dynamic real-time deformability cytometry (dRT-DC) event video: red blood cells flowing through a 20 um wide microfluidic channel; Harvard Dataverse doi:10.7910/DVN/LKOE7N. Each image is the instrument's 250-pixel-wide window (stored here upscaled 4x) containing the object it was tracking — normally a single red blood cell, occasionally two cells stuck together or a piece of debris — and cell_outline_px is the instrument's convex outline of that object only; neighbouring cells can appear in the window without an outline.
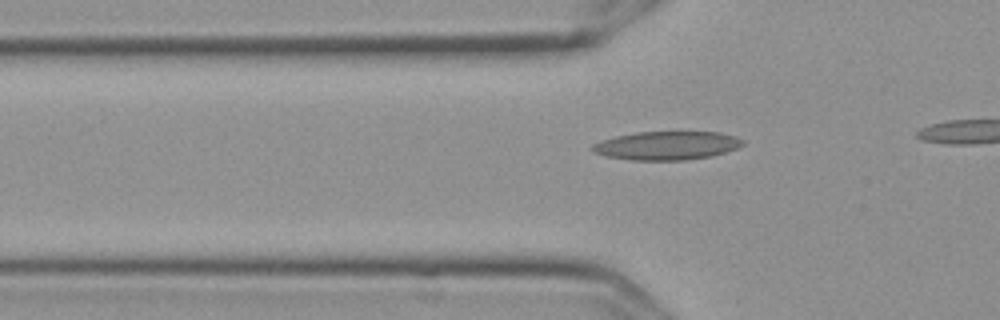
{"species": "Egyptian fruit bat (a non-hibernating species)", "species_latin": "Rousettus aegyptiacus", "temperature_condition": "cold", "stored_images_in_passage": 15, "camera_frame_rate_fps": 3000, "um_per_image_px": 0.085, "frame": {"image": 1, "passage_image": 5, "time_ms": 1.333, "image_size_px": [1000, 320], "cell_outline_px": [[744, 144], [736, 148], [712, 156], [684, 160], [632, 160], [608, 156], [592, 152], [588, 148], [592, 144], [600, 140], [616, 136], [636, 132], [720, 132], [736, 136], [744, 140]], "centroid_in_image_um": [56.65, 12.37], "position_along_channel_um": 69.2, "area_um2": 25.09}}
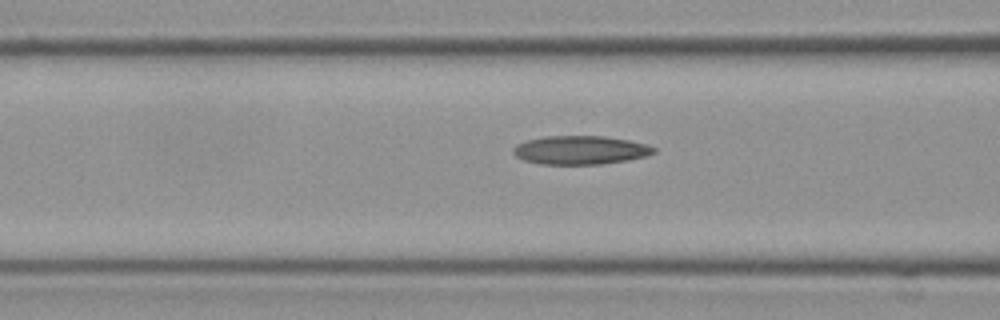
{"frame": {"image": 2, "passage_image": 9, "time_ms": 2.667, "image_size_px": [1000, 320], "cell_outline_px": [[656, 152], [648, 156], [628, 160], [600, 164], [540, 164], [524, 160], [516, 156], [512, 152], [512, 148], [516, 144], [528, 140], [544, 136], [604, 136], [628, 140], [648, 144], [656, 148]], "centroid_in_image_um": [49.35, 12.75], "position_along_channel_um": 117.3, "area_um2": 23.58}}
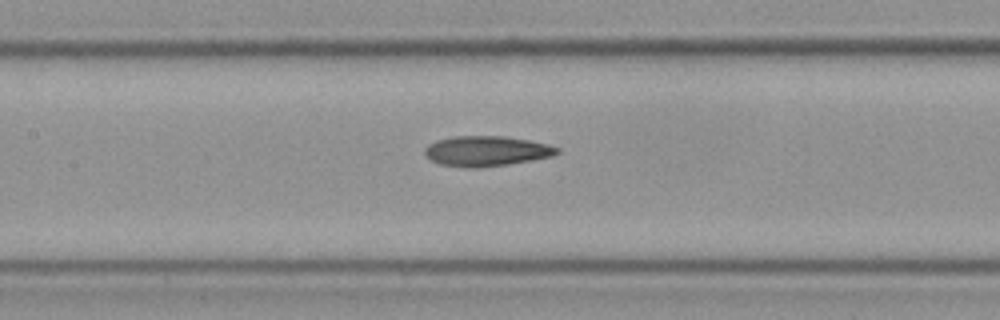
{"frame": {"image": 3, "passage_image": 13, "time_ms": 4.0, "image_size_px": [1000, 320], "cell_outline_px": [[560, 152], [552, 156], [532, 160], [508, 164], [476, 168], [468, 168], [440, 164], [432, 160], [424, 152], [424, 148], [428, 144], [436, 140], [452, 136], [504, 136], [528, 140], [548, 144], [560, 148]], "centroid_in_image_um": [41.35, 12.83], "position_along_channel_um": 166.1, "area_um2": 23.29}}